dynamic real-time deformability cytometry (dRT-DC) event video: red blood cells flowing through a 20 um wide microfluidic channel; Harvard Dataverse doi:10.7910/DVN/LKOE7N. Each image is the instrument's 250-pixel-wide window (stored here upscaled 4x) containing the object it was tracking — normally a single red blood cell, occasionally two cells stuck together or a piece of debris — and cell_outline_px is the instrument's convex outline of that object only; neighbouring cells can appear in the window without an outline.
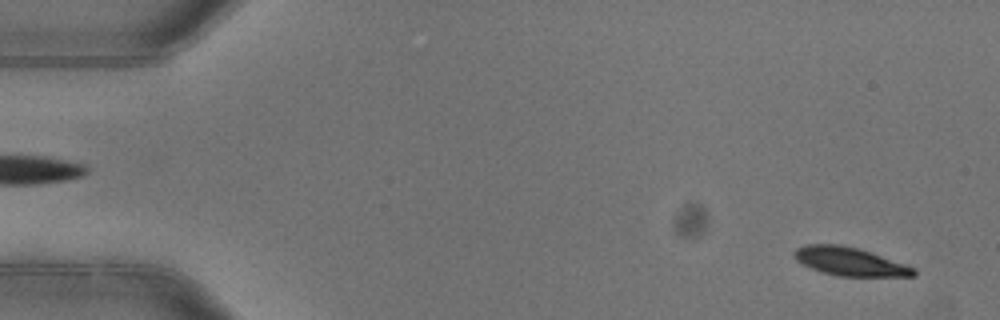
{"species": "common noctule bat (a hibernating species)", "species_latin": "Nyctalus noctula", "temperature_condition": "warm", "stored_images_in_passage": 5, "camera_frame_rate_fps": 3000, "um_per_image_px": 0.085, "animal": {"sex": "female"}, "frame": {"image": 1, "passage_image": 5, "time_ms": 1.333, "image_size_px": [1000, 320], "cell_outline_px": [[916, 276], [836, 276], [812, 268], [796, 260], [792, 256], [792, 252], [796, 248], [804, 244], [840, 244], [860, 248], [872, 252], [916, 268]], "centroid_in_image_um": [72.22, 22.21], "position_along_channel_um": 12.8, "area_um2": 19.88}}